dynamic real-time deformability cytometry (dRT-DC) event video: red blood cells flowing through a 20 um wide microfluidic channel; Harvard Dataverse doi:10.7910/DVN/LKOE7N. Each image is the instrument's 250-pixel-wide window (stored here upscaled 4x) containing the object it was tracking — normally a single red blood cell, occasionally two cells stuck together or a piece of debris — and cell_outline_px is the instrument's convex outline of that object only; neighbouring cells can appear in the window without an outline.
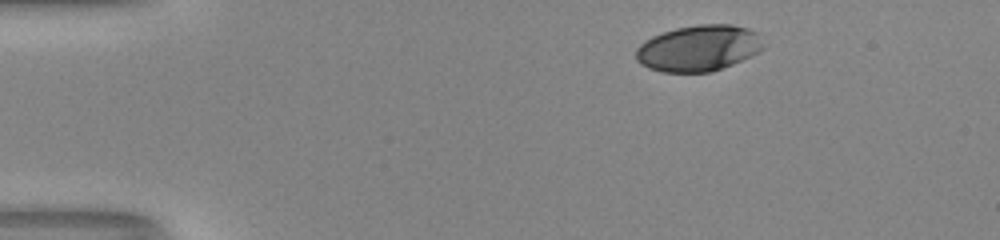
{"species": "human", "species_latin": "Homo sapiens", "temperature_condition": "room temperature", "stored_images_in_passage": 35, "camera_frame_rate_fps": 3000, "um_per_image_px": 0.085, "donor": {"sex": "male"}, "frame": {"image": 1, "passage_image": 1, "time_ms": 0.0, "image_size_px": [1000, 240], "cell_outline_px": [[764, 48], [732, 64], [712, 72], [664, 72], [648, 68], [640, 64], [636, 60], [636, 48], [644, 40], [652, 36], [676, 28], [700, 24], [732, 24], [748, 28], [756, 32], [764, 44]], "centroid_in_image_um": [59.35, 4.09], "position_along_channel_um": 25.7, "area_um2": 34.16}}
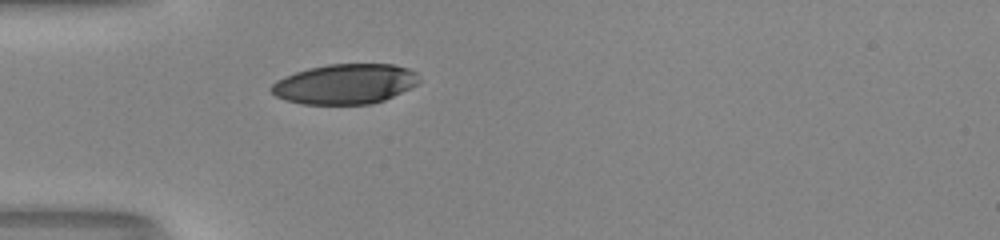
{"frame": {"image": 2, "passage_image": 9, "time_ms": 2.667, "image_size_px": [1000, 240], "cell_outline_px": [[420, 80], [416, 84], [384, 100], [372, 104], [304, 104], [288, 100], [276, 96], [268, 88], [276, 80], [284, 76], [308, 68], [328, 64], [392, 64], [408, 68], [416, 72]], "centroid_in_image_um": [29.31, 7.13], "position_along_channel_um": 55.7, "area_um2": 34.33}}
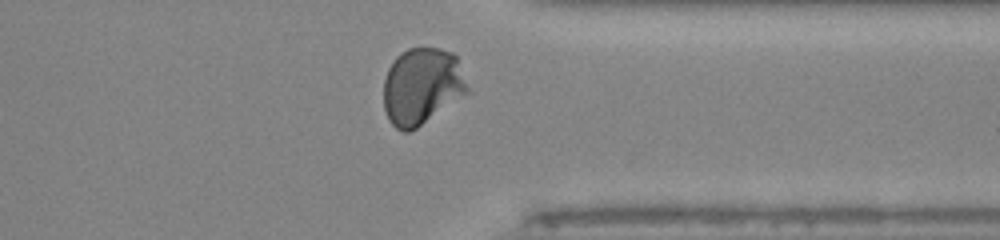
{"frame": {"image": 3, "passage_image": 33, "time_ms": 10.667, "image_size_px": [1000, 240], "cell_outline_px": [[468, 92], [416, 128], [408, 132], [404, 132], [396, 128], [388, 120], [384, 108], [384, 80], [388, 68], [396, 56], [400, 52], [408, 48], [440, 48], [452, 52], [456, 56], [468, 88]], "centroid_in_image_um": [35.82, 7.32], "position_along_channel_um": 375.6, "area_um2": 37.22}, "authors_computed_cell_mechanics": {"area_um2": 35.9516, "velocity_mm_per_s": 4.1494, "shape_relaxation_time_tau1_ms": 4.6848, "shape_relaxation_time_tau2_ms": 0.7207, "deformation_change_tau1": 0.194, "deformation_change_tau2": 0.0322}}